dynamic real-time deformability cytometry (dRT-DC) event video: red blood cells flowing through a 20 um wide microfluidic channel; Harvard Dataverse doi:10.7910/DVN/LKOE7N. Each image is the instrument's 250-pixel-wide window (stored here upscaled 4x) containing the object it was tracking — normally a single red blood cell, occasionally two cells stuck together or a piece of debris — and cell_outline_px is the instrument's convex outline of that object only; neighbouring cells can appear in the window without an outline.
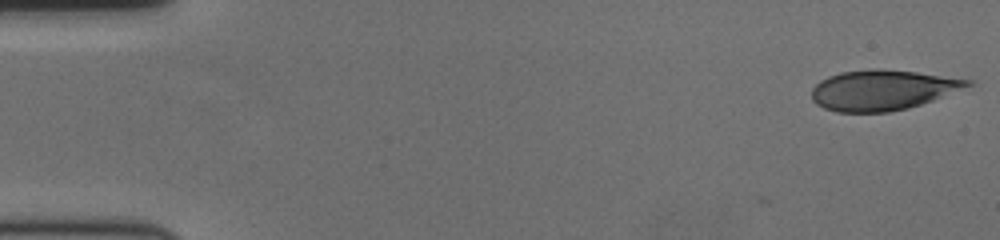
{"species": "human", "species_latin": "Homo sapiens", "temperature_condition": "cold", "stored_images_in_passage": 57, "camera_frame_rate_fps": 3000, "um_per_image_px": 0.085, "donor": {"sex": "female"}, "frame": {"image": 1, "passage_image": 1, "time_ms": 0.0, "image_size_px": [1000, 240], "cell_outline_px": [[972, 84], [932, 100], [908, 108], [888, 112], [836, 112], [824, 108], [816, 104], [812, 100], [812, 88], [820, 80], [828, 76], [840, 72], [872, 68], [880, 68], [916, 72], [972, 80]], "centroid_in_image_um": [74.94, 7.65], "position_along_channel_um": 10.1, "area_um2": 36.36}}
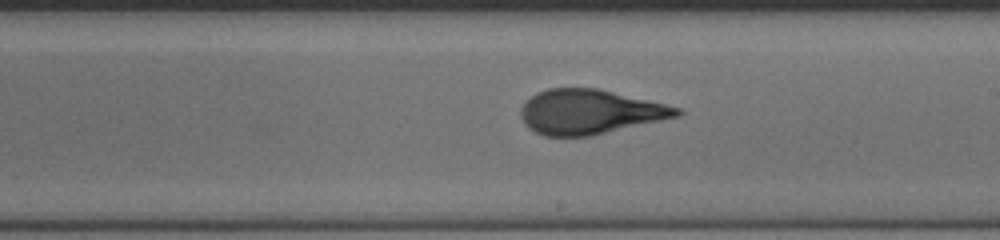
{"frame": {"image": 2, "passage_image": 33, "time_ms": 10.667, "image_size_px": [1000, 240], "cell_outline_px": [[684, 112], [680, 116], [592, 136], [544, 136], [528, 128], [524, 124], [520, 116], [520, 108], [536, 92], [548, 88], [596, 88], [664, 104], [680, 108]], "centroid_in_image_um": [50.11, 9.52], "position_along_channel_um": 238.9, "area_um2": 40.46}}
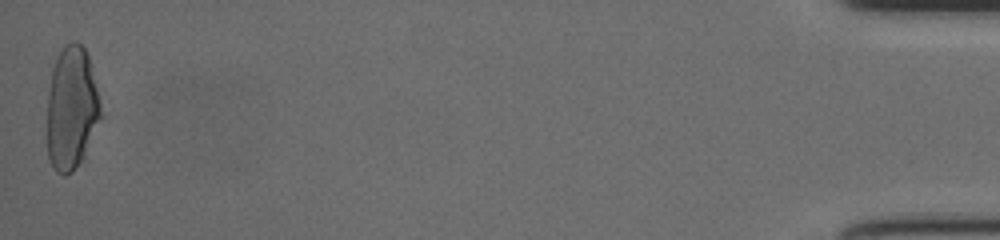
{"frame": {"image": 3, "passage_image": 57, "time_ms": 18.667, "image_size_px": [1000, 240], "cell_outline_px": [[104, 116], [84, 160], [72, 172], [64, 176], [56, 172], [48, 156], [48, 92], [52, 68], [60, 52], [72, 40], [76, 40], [84, 48], [88, 56]], "centroid_in_image_um": [6.13, 9.28], "position_along_channel_um": 429.1, "area_um2": 39.02}, "authors_computed_cell_mechanics": {"area_um2": 40.0554, "velocity_mm_per_s": 3.5842, "shape_relaxation_time_tau1_ms": 7.1799, "shape_relaxation_time_tau2_ms": 0.8484, "deformation_change_tau1": 0.2346, "deformation_change_tau2": 0.0727}}